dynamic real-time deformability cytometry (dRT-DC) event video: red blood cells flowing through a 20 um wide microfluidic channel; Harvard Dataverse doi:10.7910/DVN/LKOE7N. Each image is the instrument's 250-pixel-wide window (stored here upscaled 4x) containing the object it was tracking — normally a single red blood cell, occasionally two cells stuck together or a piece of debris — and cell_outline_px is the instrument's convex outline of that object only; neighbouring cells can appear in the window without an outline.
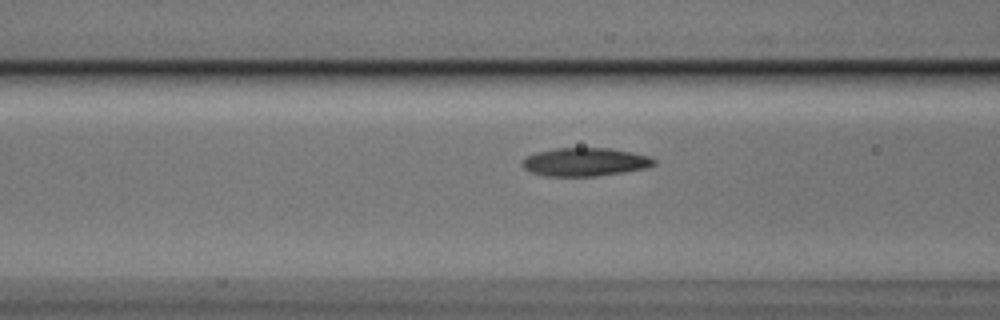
{"species": "Egyptian fruit bat (a non-hibernating species)", "species_latin": "Rousettus aegyptiacus", "temperature_condition": "cold", "stored_images_in_passage": 41, "camera_frame_rate_fps": 3000, "um_per_image_px": 0.085, "animal": {"sex": "male"}, "frame": {"image": 1, "passage_image": 13, "time_ms": 4.0, "image_size_px": [1000, 320], "cell_outline_px": [[656, 164], [648, 168], [624, 172], [596, 176], [544, 176], [532, 172], [524, 168], [520, 164], [528, 156], [536, 152], [556, 148], [608, 148], [632, 152], [648, 156], [656, 160]], "centroid_in_image_um": [49.75, 13.77], "position_along_channel_um": 116.9, "area_um2": 21.73}}
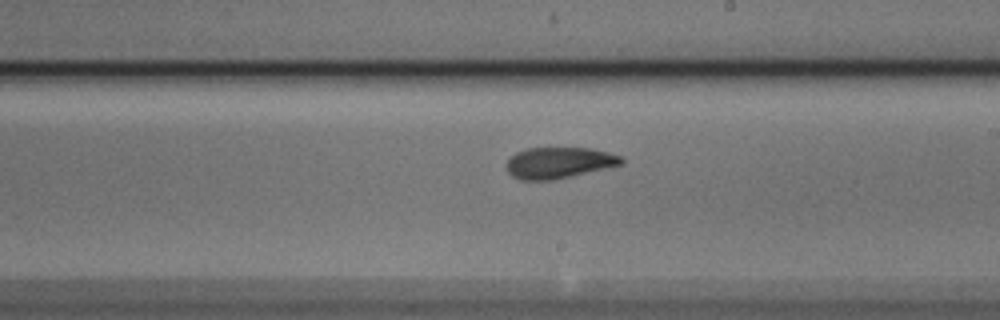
{"frame": {"image": 2, "passage_image": 23, "time_ms": 7.333, "image_size_px": [1000, 320], "cell_outline_px": [[624, 164], [608, 168], [572, 176], [552, 180], [520, 180], [512, 176], [508, 172], [508, 160], [516, 152], [528, 148], [588, 148], [608, 152], [620, 156], [624, 160]], "centroid_in_image_um": [47.54, 13.84], "position_along_channel_um": 241.5, "area_um2": 20.81}}
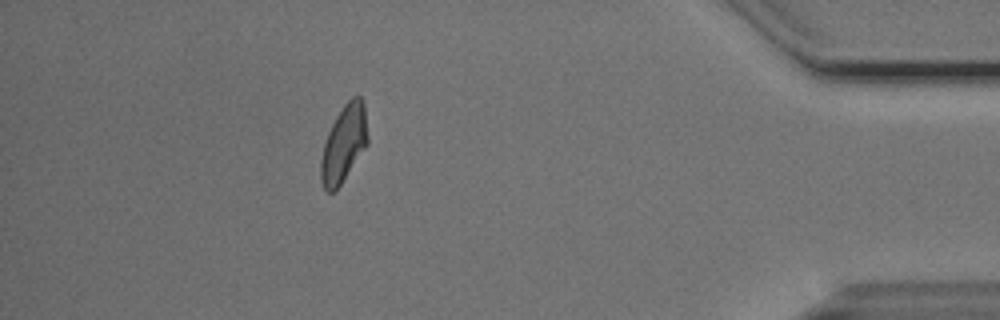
{"frame": {"image": 3, "passage_image": 40, "time_ms": 13.0, "image_size_px": [1000, 320], "cell_outline_px": [[368, 144], [340, 184], [332, 192], [328, 192], [324, 188], [320, 180], [320, 160], [324, 144], [328, 132], [336, 116], [344, 104], [352, 96], [360, 96], [364, 100], [368, 136]], "centroid_in_image_um": [29.23, 12.18], "position_along_channel_um": 406.0, "area_um2": 20.92}}